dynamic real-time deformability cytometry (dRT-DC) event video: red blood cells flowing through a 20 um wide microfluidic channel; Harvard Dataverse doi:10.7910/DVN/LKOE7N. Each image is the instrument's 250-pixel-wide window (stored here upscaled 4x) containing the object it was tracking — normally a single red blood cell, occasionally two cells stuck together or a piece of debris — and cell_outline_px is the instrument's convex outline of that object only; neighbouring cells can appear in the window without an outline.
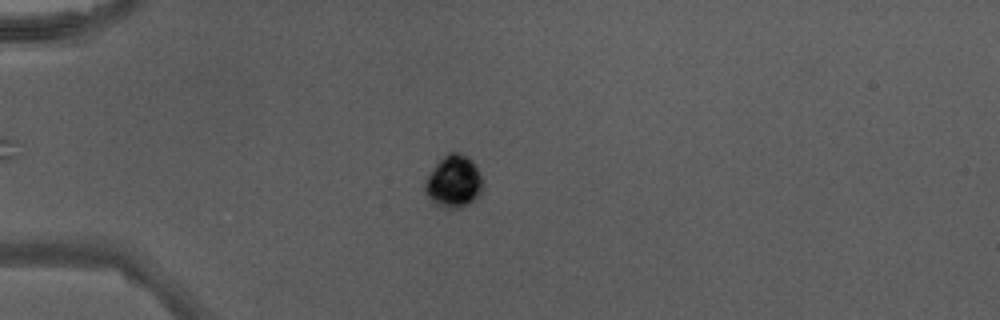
{"species": "Egyptian fruit bat (a non-hibernating species)", "species_latin": "Rousettus aegyptiacus", "temperature_condition": "warm", "stored_images_in_passage": 49, "camera_frame_rate_fps": 3000, "um_per_image_px": 0.085, "animal": {"sex": "male"}, "frame": {"image": 1, "passage_image": 15, "time_ms": 4.667, "image_size_px": [1000, 320], "cell_outline_px": [[484, 188], [480, 196], [476, 200], [464, 208], [448, 212], [432, 204], [428, 200], [424, 192], [424, 184], [432, 168], [448, 152], [460, 152], [468, 156], [476, 164], [484, 180]], "centroid_in_image_um": [38.59, 15.51], "position_along_channel_um": 46.4, "area_um2": 18.84}}
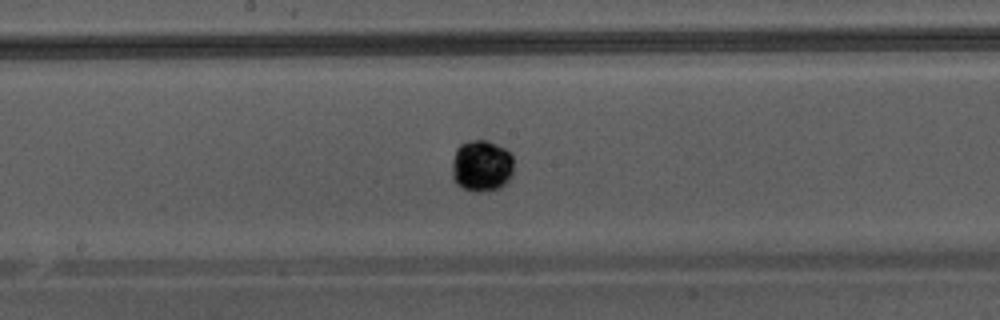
{"frame": {"image": 2, "passage_image": 28, "time_ms": 9.0, "image_size_px": [1000, 320], "cell_outline_px": [[512, 176], [508, 184], [496, 192], [472, 192], [456, 184], [452, 180], [452, 160], [456, 148], [460, 144], [468, 140], [488, 140], [512, 152]], "centroid_in_image_um": [40.95, 14.13], "position_along_channel_um": 207.3, "area_um2": 19.36}}
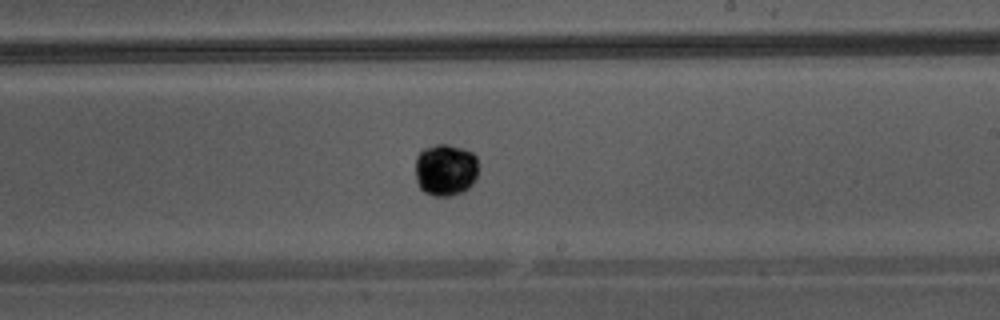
{"frame": {"image": 3, "passage_image": 31, "time_ms": 10.0, "image_size_px": [1000, 320], "cell_outline_px": [[476, 180], [464, 192], [452, 196], [432, 196], [424, 192], [420, 188], [416, 180], [416, 156], [424, 148], [436, 144], [448, 144], [464, 148], [472, 152], [476, 156]], "centroid_in_image_um": [37.86, 14.44], "position_along_channel_um": 251.1, "area_um2": 19.36}}